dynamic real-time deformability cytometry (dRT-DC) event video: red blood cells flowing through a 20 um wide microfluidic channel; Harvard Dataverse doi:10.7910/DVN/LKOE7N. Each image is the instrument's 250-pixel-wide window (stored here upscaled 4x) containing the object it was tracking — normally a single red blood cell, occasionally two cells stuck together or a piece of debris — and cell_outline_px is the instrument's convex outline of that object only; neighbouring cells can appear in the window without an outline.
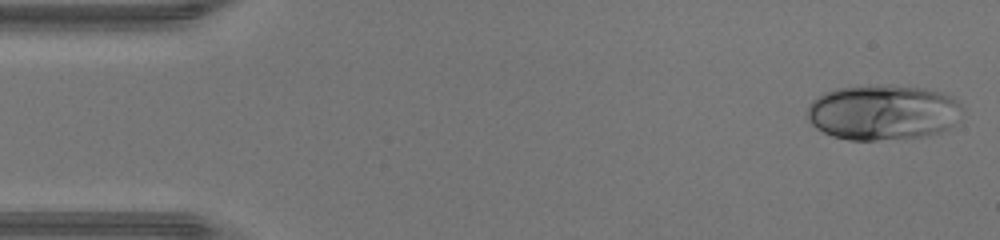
{"species": "human", "species_latin": "Homo sapiens", "temperature_condition": "warm", "stored_images_in_passage": 44, "camera_frame_rate_fps": 3000, "um_per_image_px": 0.085, "donor": {"sex": "male"}, "frame": {"image": 1, "passage_image": 1, "time_ms": 0.0, "image_size_px": [1000, 240], "cell_outline_px": [[960, 108], [952, 124], [948, 128], [940, 132], [924, 136], [876, 140], [848, 140], [832, 136], [816, 128], [808, 120], [808, 104], [812, 100], [824, 92], [836, 88], [880, 84], [892, 84], [924, 88], [940, 92], [952, 96], [960, 100]], "centroid_in_image_um": [75.0, 9.53], "position_along_channel_um": 10.0, "area_um2": 50.11}}
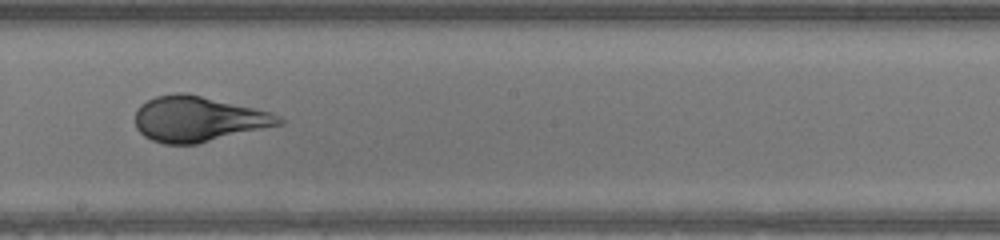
{"frame": {"image": 2, "passage_image": 24, "time_ms": 7.667, "image_size_px": [1000, 240], "cell_outline_px": [[288, 120], [284, 124], [196, 144], [164, 144], [152, 140], [144, 136], [136, 128], [136, 108], [140, 104], [156, 96], [176, 92], [184, 92], [256, 108], [272, 112]], "centroid_in_image_um": [16.88, 10.11], "position_along_channel_um": 231.3, "area_um2": 38.26}}
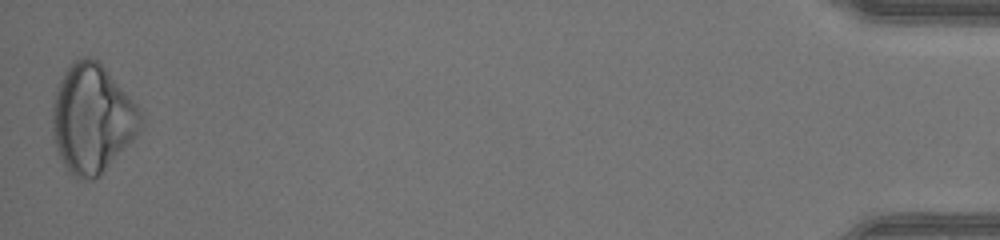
{"frame": {"image": 3, "passage_image": 44, "time_ms": 14.333, "image_size_px": [1000, 240], "cell_outline_px": [[144, 124], [140, 132], [100, 176], [92, 180], [80, 180], [68, 172], [64, 168], [56, 148], [52, 132], [52, 104], [60, 80], [64, 72], [76, 60], [84, 56], [88, 56], [96, 60], [104, 68], [140, 108], [144, 120]], "centroid_in_image_um": [7.84, 10.14], "position_along_channel_um": 427.4, "area_um2": 56.01}, "authors_computed_cell_mechanics": {"area_um2": 42.483, "velocity_mm_per_s": 4.4896, "shape_relaxation_time_tau1_ms": 3.9859, "shape_relaxation_time_tau2_ms": null, "deformation_change_tau1": 0.1915, "deformation_change_tau2": null}}